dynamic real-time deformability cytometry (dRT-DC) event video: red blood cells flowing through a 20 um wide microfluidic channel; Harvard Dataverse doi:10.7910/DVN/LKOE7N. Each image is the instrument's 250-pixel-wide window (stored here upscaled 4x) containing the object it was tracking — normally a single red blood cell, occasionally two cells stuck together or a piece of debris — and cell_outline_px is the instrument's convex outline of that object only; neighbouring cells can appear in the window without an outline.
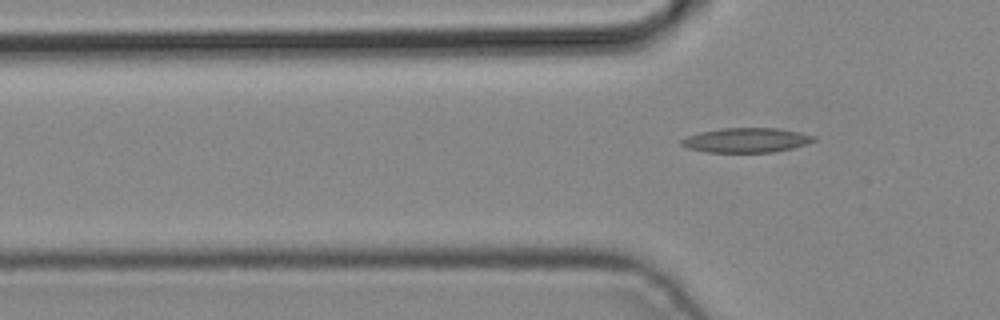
{"species": "common noctule bat (a hibernating species)", "species_latin": "Nyctalus noctula", "temperature_condition": "cold", "stored_images_in_passage": 5, "camera_frame_rate_fps": 3000, "um_per_image_px": 0.085, "animal": {"sex": "male", "body_mass_g": 19.2, "forearm_length_mm": 51.8}, "frame": {"image": 1, "passage_image": 5, "time_ms": 1.333, "image_size_px": [1000, 320], "cell_outline_px": [[816, 140], [808, 144], [776, 152], [708, 152], [688, 148], [680, 144], [680, 140], [688, 136], [700, 132], [720, 128], [776, 128], [800, 132], [816, 136]], "centroid_in_image_um": [63.47, 11.91], "position_along_channel_um": 62.3, "area_um2": 19.02}}